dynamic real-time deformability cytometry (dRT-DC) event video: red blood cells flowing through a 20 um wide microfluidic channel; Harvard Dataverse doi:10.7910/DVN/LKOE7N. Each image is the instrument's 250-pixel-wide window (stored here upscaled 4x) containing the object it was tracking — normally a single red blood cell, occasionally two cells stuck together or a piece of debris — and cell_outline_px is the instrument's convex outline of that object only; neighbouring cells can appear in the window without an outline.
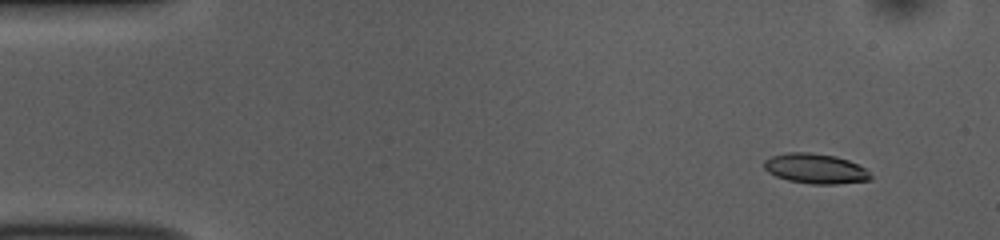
{"species": "common noctule bat (a hibernating species)", "species_latin": "Nyctalus noctula", "temperature_condition": "room temperature", "stored_images_in_passage": 50, "camera_frame_rate_fps": 3000, "um_per_image_px": 0.085, "animal": {"sex": "female", "body_mass_g": 10.0, "forearm_length_mm": 53.1}, "frame": {"image": 1, "passage_image": 2, "time_ms": 0.333, "image_size_px": [1000, 240], "cell_outline_px": [[872, 180], [836, 184], [812, 184], [788, 180], [776, 176], [768, 172], [764, 168], [764, 160], [772, 156], [784, 152], [808, 152], [836, 156], [848, 160], [864, 168], [872, 176]], "centroid_in_image_um": [69.3, 14.33], "position_along_channel_um": 15.7, "area_um2": 18.61}}
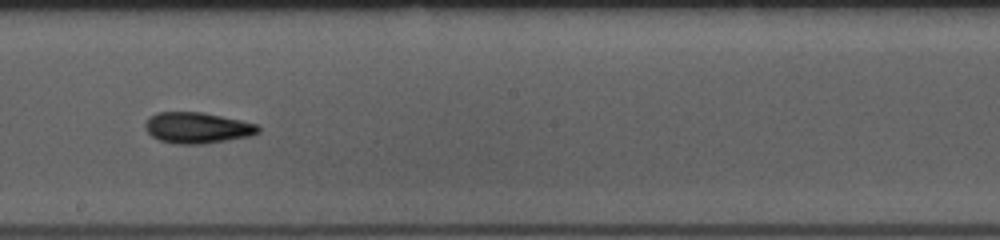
{"frame": {"image": 2, "passage_image": 27, "time_ms": 8.667, "image_size_px": [1000, 240], "cell_outline_px": [[260, 132], [252, 136], [204, 144], [172, 144], [160, 140], [152, 136], [144, 128], [144, 124], [148, 116], [156, 112], [200, 112], [240, 120], [256, 124], [260, 128]], "centroid_in_image_um": [16.74, 10.87], "position_along_channel_um": 231.5, "area_um2": 20.58}}
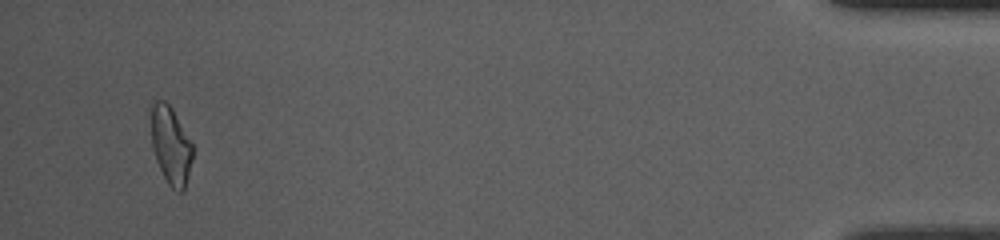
{"frame": {"image": 3, "passage_image": 48, "time_ms": 15.667, "image_size_px": [1000, 240], "cell_outline_px": [[192, 160], [184, 188], [180, 192], [176, 192], [168, 184], [156, 160], [152, 148], [148, 108], [148, 104], [152, 100], [164, 100], [172, 108], [192, 144]], "centroid_in_image_um": [14.44, 12.26], "position_along_channel_um": 420.8, "area_um2": 19.19}, "authors_computed_cell_mechanics": {"area_um2": 19.4208, "velocity_mm_per_s": 3.7945, "shape_relaxation_time_tau1_ms": 7.533, "shape_relaxation_time_tau2_ms": 4.5709, "deformation_change_tau1": 0.1669, "deformation_change_tau2": 0.1257}}